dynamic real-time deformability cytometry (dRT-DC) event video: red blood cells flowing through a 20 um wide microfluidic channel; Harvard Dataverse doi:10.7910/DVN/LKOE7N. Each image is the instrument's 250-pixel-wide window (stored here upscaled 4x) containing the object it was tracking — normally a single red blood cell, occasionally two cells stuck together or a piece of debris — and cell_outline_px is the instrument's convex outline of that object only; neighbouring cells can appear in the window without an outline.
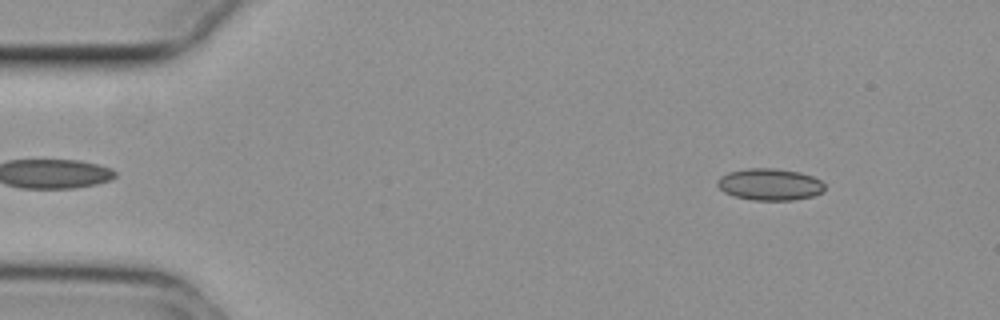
{"species": "common noctule bat (a hibernating species)", "species_latin": "Nyctalus noctula", "temperature_condition": "cold", "stored_images_in_passage": 51, "camera_frame_rate_fps": 3000, "um_per_image_px": 0.085, "animal": {"sex": "female", "body_mass_g": 29.2, "forearm_length_mm": 56.3}, "frame": {"image": 1, "passage_image": 3, "time_ms": 0.667, "image_size_px": [1000, 320], "cell_outline_px": [[824, 192], [812, 196], [792, 200], [752, 200], [736, 196], [724, 192], [716, 184], [716, 180], [720, 176], [728, 172], [744, 168], [776, 168], [800, 172], [812, 176], [820, 180], [824, 184]], "centroid_in_image_um": [65.42, 15.66], "position_along_channel_um": 19.6, "area_um2": 20.0}}
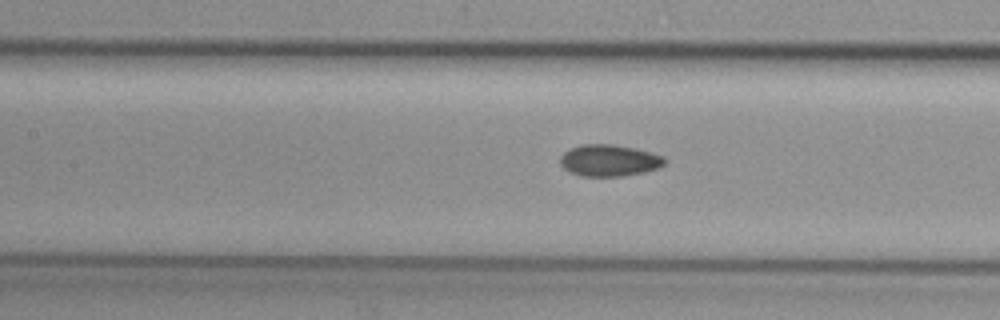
{"frame": {"image": 2, "passage_image": 21, "time_ms": 6.667, "image_size_px": [1000, 320], "cell_outline_px": [[664, 164], [660, 168], [644, 172], [620, 176], [580, 176], [568, 172], [560, 164], [560, 156], [564, 152], [572, 148], [584, 144], [612, 144], [636, 148], [664, 156]], "centroid_in_image_um": [51.77, 13.64], "position_along_channel_um": 155.6, "area_um2": 19.31}}
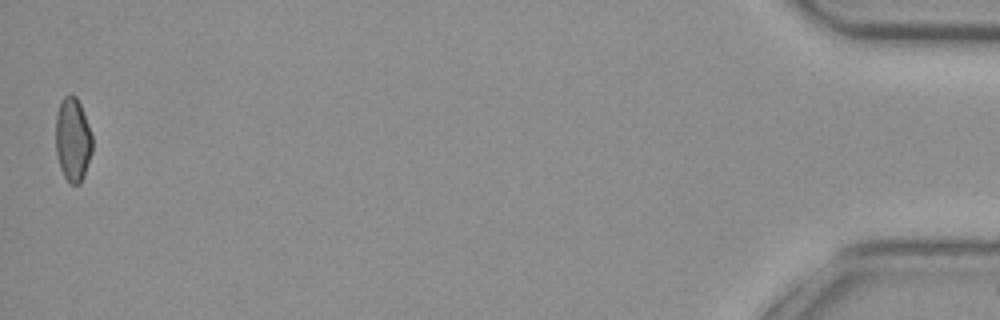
{"frame": {"image": 3, "passage_image": 51, "time_ms": 16.667, "image_size_px": [1000, 320], "cell_outline_px": [[92, 152], [84, 176], [80, 184], [68, 184], [60, 168], [56, 152], [56, 112], [64, 96], [76, 96], [80, 104], [92, 136]], "centroid_in_image_um": [6.18, 11.91], "position_along_channel_um": 429.0, "area_um2": 17.8}, "authors_computed_cell_mechanics": {"area_um2": 18.785, "velocity_mm_per_s": 3.7463, "shape_relaxation_time_tau1_ms": null, "shape_relaxation_time_tau2_ms": 7.8711, "deformation_change_tau1": null, "deformation_change_tau2": 0.1042}}